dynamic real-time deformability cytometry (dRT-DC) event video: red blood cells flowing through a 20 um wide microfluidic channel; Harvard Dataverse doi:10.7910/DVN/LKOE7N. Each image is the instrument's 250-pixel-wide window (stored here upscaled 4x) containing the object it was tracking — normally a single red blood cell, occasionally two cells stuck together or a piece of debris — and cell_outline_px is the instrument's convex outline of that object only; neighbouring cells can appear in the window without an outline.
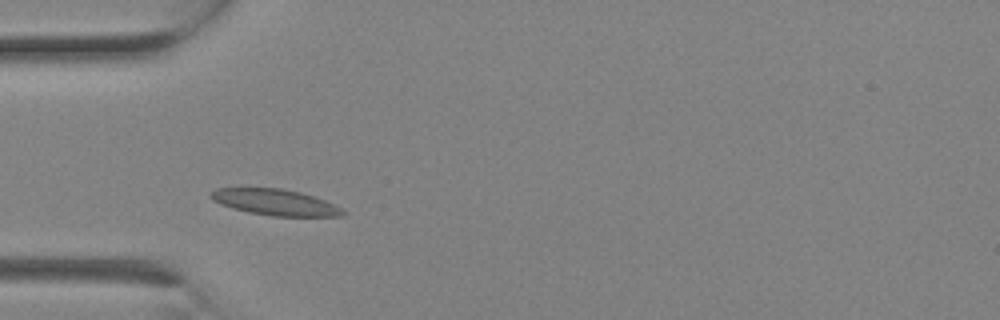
{"species": "Egyptian fruit bat (a non-hibernating species)", "species_latin": "Rousettus aegyptiacus", "temperature_condition": "room temperature", "stored_images_in_passage": 1, "camera_frame_rate_fps": 3000, "um_per_image_px": 0.085, "animal": {"sex": "female"}, "frame": {"image": 1, "passage_image": 1, "time_ms": 0.0, "image_size_px": [1000, 320], "cell_outline_px": [[348, 212], [344, 216], [272, 216], [232, 208], [220, 204], [212, 200], [208, 196], [208, 192], [216, 188], [280, 188], [300, 192], [324, 200]], "centroid_in_image_um": [23.35, 17.18], "position_along_channel_um": 61.7, "area_um2": 20.0}}